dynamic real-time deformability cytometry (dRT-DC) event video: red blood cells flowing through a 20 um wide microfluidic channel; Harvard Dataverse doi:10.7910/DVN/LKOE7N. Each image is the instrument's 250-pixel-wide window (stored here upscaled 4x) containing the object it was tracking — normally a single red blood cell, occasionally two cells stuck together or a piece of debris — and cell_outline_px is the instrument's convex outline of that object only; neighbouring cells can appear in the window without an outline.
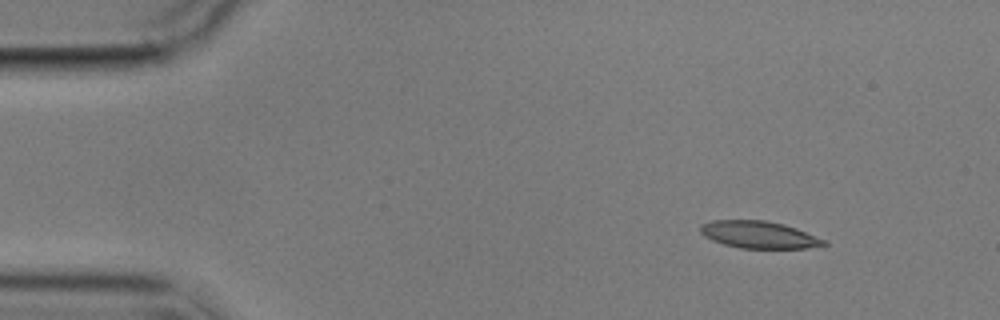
{"species": "common noctule bat (a hibernating species)", "species_latin": "Nyctalus noctula", "temperature_condition": "cold", "stored_images_in_passage": 3, "camera_frame_rate_fps": 3000, "um_per_image_px": 0.085, "animal": {"sex": "male", "body_mass_g": 17.9}, "frame": {"image": 1, "passage_image": 1, "time_ms": 0.0, "image_size_px": [1000, 320], "cell_outline_px": [[828, 244], [808, 248], [740, 248], [724, 244], [712, 240], [704, 236], [700, 232], [700, 224], [712, 220], [764, 220], [784, 224], [796, 228], [828, 240]], "centroid_in_image_um": [64.52, 19.94], "position_along_channel_um": 20.5, "area_um2": 19.65}}